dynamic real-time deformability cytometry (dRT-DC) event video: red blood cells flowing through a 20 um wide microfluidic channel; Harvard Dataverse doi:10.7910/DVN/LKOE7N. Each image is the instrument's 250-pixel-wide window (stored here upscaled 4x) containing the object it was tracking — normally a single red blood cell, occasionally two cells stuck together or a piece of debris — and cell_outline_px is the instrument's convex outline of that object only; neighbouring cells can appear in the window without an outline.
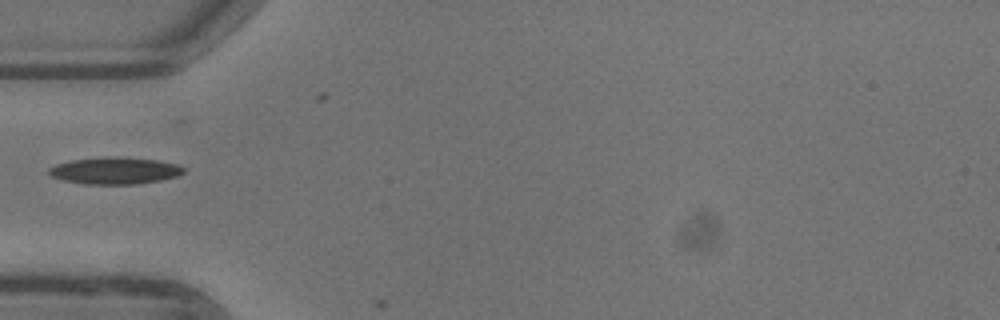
{"species": "common noctule bat (a hibernating species)", "species_latin": "Nyctalus noctula", "temperature_condition": "warm", "stored_images_in_passage": 2, "camera_frame_rate_fps": 3000, "um_per_image_px": 0.085, "animal": {"sex": "female"}, "frame": {"image": 1, "passage_image": 1, "time_ms": 0.0, "image_size_px": [1000, 320], "cell_outline_px": [[184, 172], [176, 176], [160, 180], [136, 184], [84, 184], [64, 180], [52, 176], [48, 172], [48, 168], [56, 164], [72, 160], [108, 156], [120, 156], [156, 160], [180, 164], [184, 168]], "centroid_in_image_um": [9.77, 14.49], "position_along_channel_um": 75.2, "area_um2": 21.15}}